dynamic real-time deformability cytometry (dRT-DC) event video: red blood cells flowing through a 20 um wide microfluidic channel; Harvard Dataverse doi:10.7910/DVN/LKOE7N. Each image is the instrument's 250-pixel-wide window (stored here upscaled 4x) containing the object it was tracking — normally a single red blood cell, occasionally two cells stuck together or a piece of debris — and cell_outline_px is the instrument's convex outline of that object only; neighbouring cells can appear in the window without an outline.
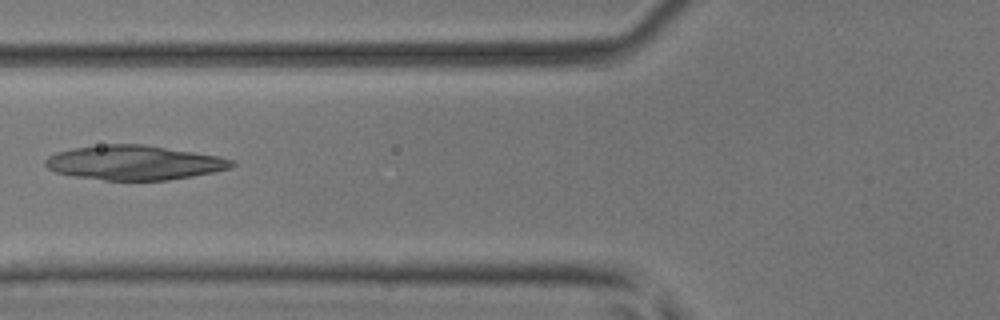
{"species": "common noctule bat (a hibernating species)", "species_latin": "Nyctalus noctula", "temperature_condition": "room temperature", "stored_images_in_passage": 7, "camera_frame_rate_fps": 3000, "um_per_image_px": 0.085, "animal": {"sex": "male", "body_mass_g": 17.9, "forearm_length_mm": 54.2}, "frame": {"image": 1, "passage_image": 6, "time_ms": 1.667, "image_size_px": [1000, 320], "cell_outline_px": [[236, 164], [232, 168], [192, 176], [168, 180], [104, 180], [72, 176], [56, 172], [48, 168], [44, 164], [44, 160], [48, 156], [56, 152], [72, 148], [108, 144], [144, 144], [216, 156], [232, 160]], "centroid_in_image_um": [11.36, 13.83], "position_along_channel_um": 114.4, "area_um2": 37.28}}
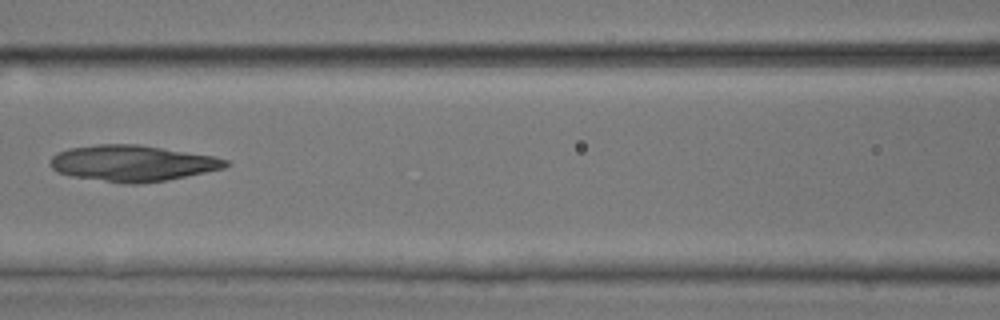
{"frame": {"image": 2, "passage_image": 7, "time_ms": 2.0, "image_size_px": [1000, 320], "cell_outline_px": [[232, 164], [224, 168], [168, 180], [140, 184], [124, 184], [72, 176], [56, 172], [48, 164], [52, 156], [56, 152], [68, 148], [96, 144], [140, 144], [212, 156], [228, 160]], "centroid_in_image_um": [11.22, 13.87], "position_along_channel_um": 155.4, "area_um2": 37.17}}